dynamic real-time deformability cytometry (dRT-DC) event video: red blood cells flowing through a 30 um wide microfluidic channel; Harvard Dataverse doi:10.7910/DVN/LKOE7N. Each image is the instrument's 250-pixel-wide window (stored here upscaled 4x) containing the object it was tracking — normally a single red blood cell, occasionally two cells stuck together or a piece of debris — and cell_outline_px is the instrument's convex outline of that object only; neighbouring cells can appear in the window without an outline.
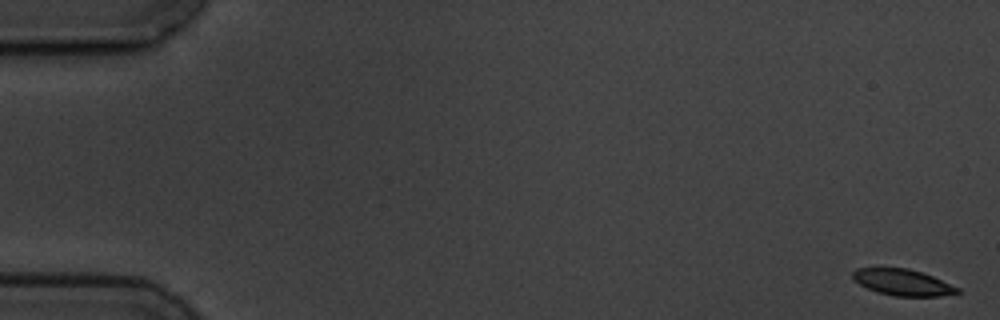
{"species": "common noctule bat (a hibernating species)", "species_latin": "Nyctalus noctula", "temperature_condition": "cold", "stored_images_in_passage": 7, "camera_frame_rate_fps": 3000, "um_per_image_px": 0.085, "animal": {"sex": "male", "body_mass_g": 19.5, "forearm_length_mm": 54.6}, "frame": {"image": 1, "passage_image": 1, "time_ms": 0.0, "image_size_px": [1000, 320], "cell_outline_px": [[960, 292], [940, 296], [896, 296], [876, 292], [852, 280], [852, 272], [856, 268], [908, 268], [932, 276], [960, 288]], "centroid_in_image_um": [76.7, 24.0], "position_along_channel_um": 8.3, "area_um2": 15.95}}
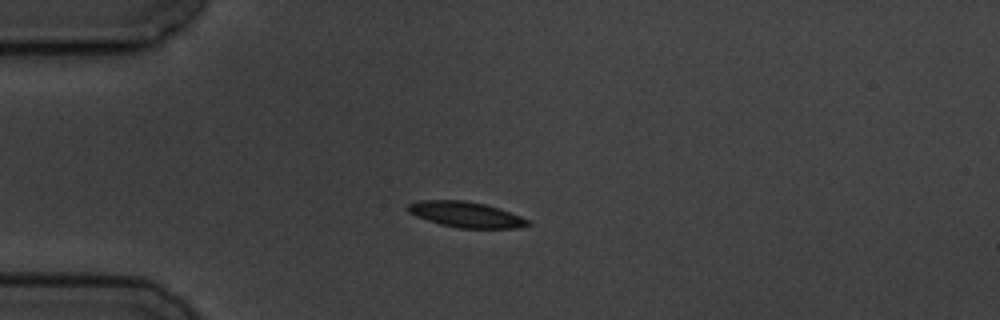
{"frame": {"image": 2, "passage_image": 5, "time_ms": 4.667, "image_size_px": [1000, 320], "cell_outline_px": [[532, 224], [520, 228], [460, 228], [440, 224], [416, 216], [408, 212], [408, 204], [420, 200], [464, 200], [484, 204], [520, 216], [528, 220]], "centroid_in_image_um": [39.59, 18.24], "position_along_channel_um": 45.4, "area_um2": 17.69}}
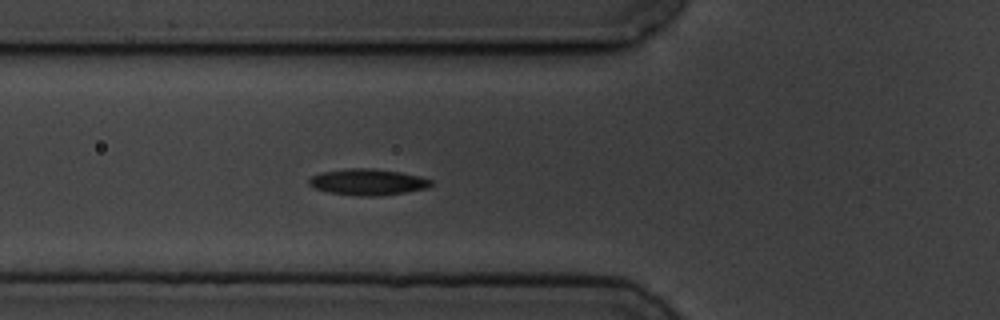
{"frame": {"image": 3, "passage_image": 7, "time_ms": 6.667, "image_size_px": [1000, 320], "cell_outline_px": [[432, 184], [428, 188], [380, 196], [356, 196], [328, 192], [316, 188], [308, 184], [308, 180], [312, 176], [320, 172], [348, 168], [372, 168], [400, 172], [420, 176], [432, 180]], "centroid_in_image_um": [31.25, 15.47], "position_along_channel_um": 94.5, "area_um2": 18.73}}